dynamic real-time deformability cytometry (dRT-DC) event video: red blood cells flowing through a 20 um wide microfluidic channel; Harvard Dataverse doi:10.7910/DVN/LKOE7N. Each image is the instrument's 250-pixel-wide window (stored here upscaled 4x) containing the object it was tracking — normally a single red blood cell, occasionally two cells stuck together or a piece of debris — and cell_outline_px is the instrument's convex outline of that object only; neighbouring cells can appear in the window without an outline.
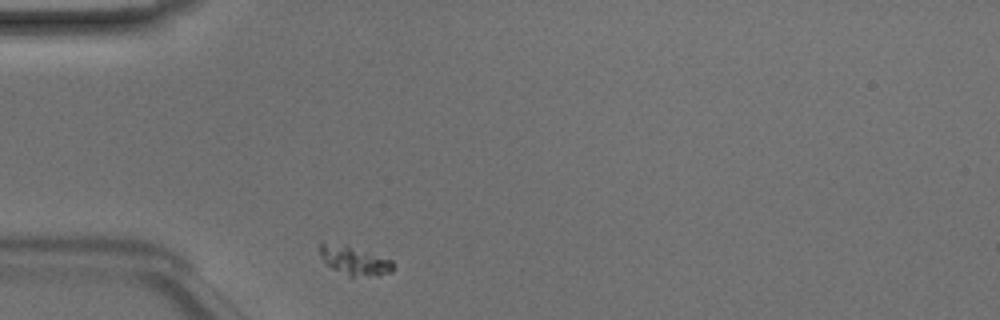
{"species": "Egyptian fruit bat (a non-hibernating species)", "species_latin": "Rousettus aegyptiacus", "temperature_condition": "room temperature", "stored_images_in_passage": 32, "camera_frame_rate_fps": 3000, "um_per_image_px": 0.085, "animal": {"sex": "male"}, "frame": {"image": 1, "passage_image": 1, "time_ms": 0.0, "image_size_px": [1000, 320], "cell_outline_px": [[396, 264], [392, 272], [352, 276], [348, 276], [324, 264], [320, 252], [320, 240], [392, 260]], "centroid_in_image_um": [30.07, 22.16], "position_along_channel_um": 54.9, "area_um2": 11.56}}
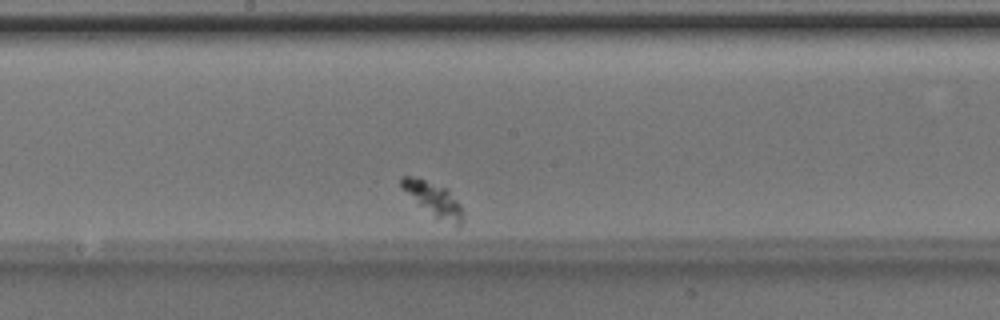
{"frame": {"image": 2, "passage_image": 16, "time_ms": 5.0, "image_size_px": [1000, 320], "cell_outline_px": [[464, 220], [460, 228], [456, 228], [436, 216], [420, 204], [400, 188], [400, 180], [404, 176], [412, 176], [448, 188], [460, 204], [464, 212]], "centroid_in_image_um": [36.94, 16.96], "position_along_channel_um": 211.3, "area_um2": 12.08}}
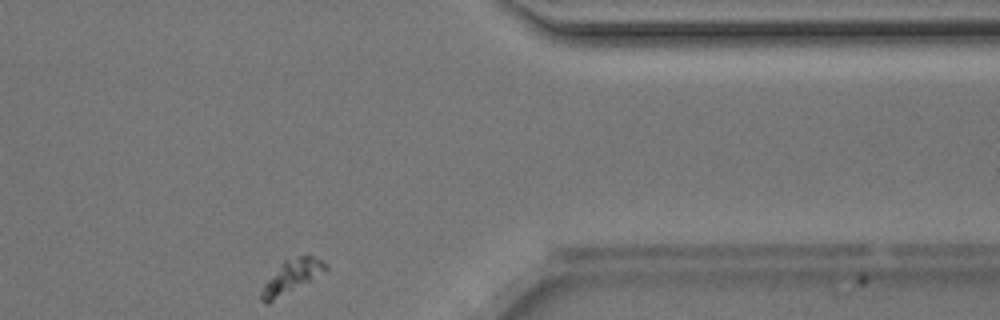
{"frame": {"image": 3, "passage_image": 32, "time_ms": 10.333, "image_size_px": [1000, 320], "cell_outline_px": [[328, 268], [268, 304], [264, 304], [260, 300], [260, 292], [264, 284], [280, 264], [284, 260], [300, 256], [312, 256], [324, 260], [328, 264]], "centroid_in_image_um": [24.74, 23.5], "position_along_channel_um": 386.7, "area_um2": 11.96}}